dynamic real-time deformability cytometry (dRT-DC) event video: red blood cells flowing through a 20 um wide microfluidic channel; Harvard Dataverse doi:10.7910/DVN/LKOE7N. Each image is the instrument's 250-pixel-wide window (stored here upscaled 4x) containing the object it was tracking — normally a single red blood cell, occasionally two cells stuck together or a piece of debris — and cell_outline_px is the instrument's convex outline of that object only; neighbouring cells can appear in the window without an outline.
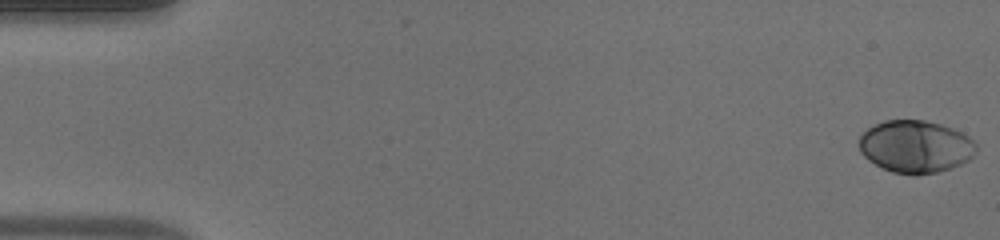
{"species": "human", "species_latin": "Homo sapiens", "temperature_condition": "warm", "stored_images_in_passage": 54, "camera_frame_rate_fps": 3000, "um_per_image_px": 0.085, "donor": {"sex": "male"}, "frame": {"image": 1, "passage_image": 1, "time_ms": 0.0, "image_size_px": [1000, 240], "cell_outline_px": [[976, 152], [968, 160], [960, 164], [936, 172], [916, 176], [892, 172], [868, 160], [860, 152], [860, 136], [868, 128], [884, 120], [924, 120], [940, 124], [952, 128], [968, 136], [976, 144]], "centroid_in_image_um": [77.81, 12.46], "position_along_channel_um": 7.2, "area_um2": 35.6}}
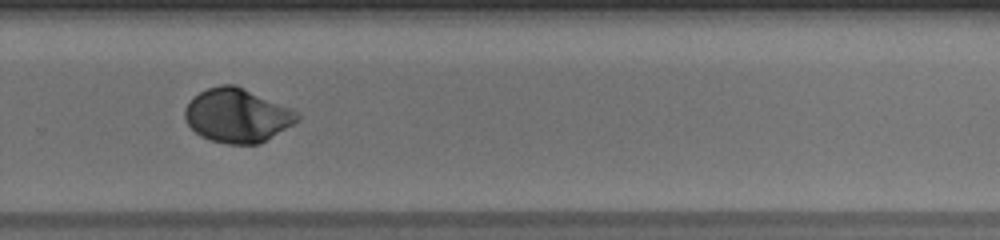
{"frame": {"image": 2, "passage_image": 37, "time_ms": 12.0, "image_size_px": [1000, 240], "cell_outline_px": [[300, 120], [260, 144], [228, 144], [212, 140], [200, 136], [184, 120], [184, 108], [192, 96], [208, 88], [220, 84], [236, 84], [292, 108], [300, 112]], "centroid_in_image_um": [20.17, 9.8], "position_along_channel_um": 309.6, "area_um2": 35.72}}
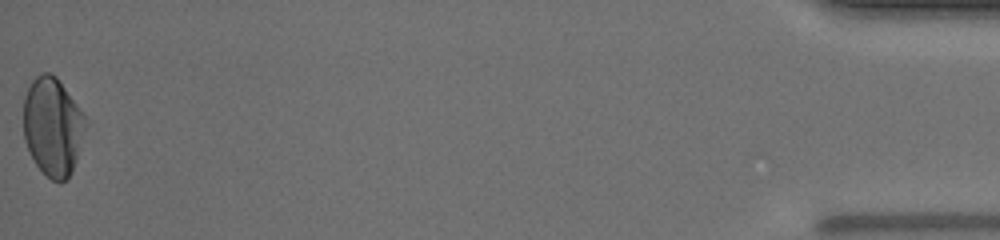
{"frame": {"image": 3, "passage_image": 54, "time_ms": 17.667, "image_size_px": [1000, 240], "cell_outline_px": [[88, 124], [72, 172], [60, 184], [52, 180], [36, 164], [24, 140], [24, 96], [32, 80], [40, 72], [48, 72], [56, 76], [88, 120]], "centroid_in_image_um": [4.49, 10.75], "position_along_channel_um": 430.7, "area_um2": 35.55}, "authors_computed_cell_mechanics": {"area_um2": 34.5644, "velocity_mm_per_s": 3.8545, "shape_relaxation_time_tau1_ms": 3.3559, "shape_relaxation_time_tau2_ms": null, "deformation_change_tau1": 0.1686, "deformation_change_tau2": null}}